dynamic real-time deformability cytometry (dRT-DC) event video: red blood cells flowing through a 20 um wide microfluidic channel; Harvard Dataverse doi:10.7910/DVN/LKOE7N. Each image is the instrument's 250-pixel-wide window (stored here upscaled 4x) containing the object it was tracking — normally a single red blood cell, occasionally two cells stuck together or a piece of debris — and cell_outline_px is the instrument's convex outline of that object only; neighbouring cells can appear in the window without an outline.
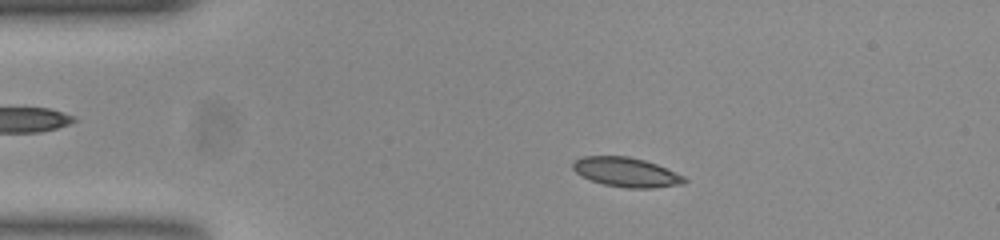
{"species": "common noctule bat (a hibernating species)", "species_latin": "Nyctalus noctula", "temperature_condition": "room temperature", "stored_images_in_passage": 53, "camera_frame_rate_fps": 3000, "um_per_image_px": 0.085, "animal": {"sex": "female", "body_mass_g": 23.0, "forearm_length_mm": 53.4}, "frame": {"image": 1, "passage_image": 10, "time_ms": 3.0, "image_size_px": [1000, 240], "cell_outline_px": [[688, 180], [684, 184], [652, 188], [628, 188], [604, 184], [592, 180], [576, 172], [572, 168], [572, 160], [580, 156], [628, 156], [644, 160], [656, 164], [676, 172], [684, 176]], "centroid_in_image_um": [53.24, 14.63], "position_along_channel_um": 31.8, "area_um2": 19.13}}
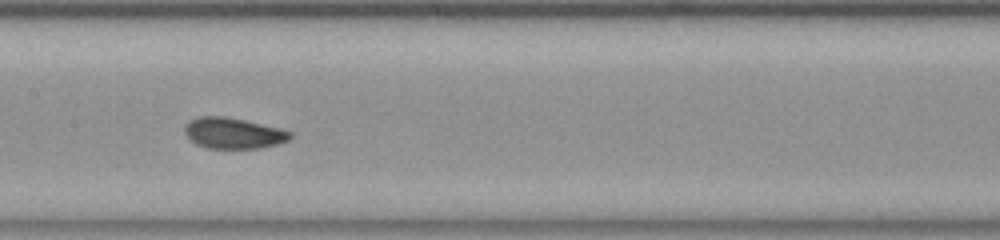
{"frame": {"image": 2, "passage_image": 26, "time_ms": 8.333, "image_size_px": [1000, 240], "cell_outline_px": [[292, 136], [288, 140], [276, 144], [260, 148], [208, 148], [196, 144], [184, 132], [184, 128], [188, 120], [196, 116], [224, 116], [244, 120], [280, 128], [292, 132]], "centroid_in_image_um": [19.81, 11.31], "position_along_channel_um": 187.6, "area_um2": 18.96}}
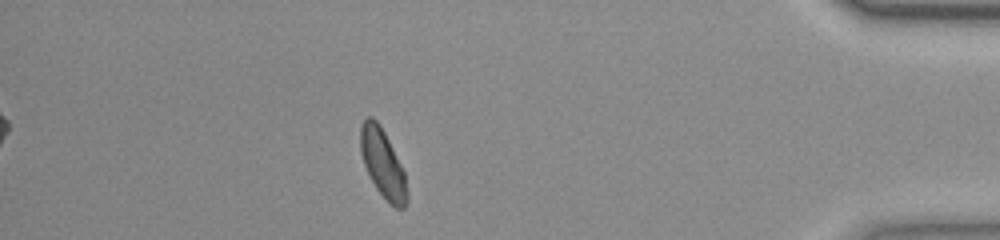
{"frame": {"image": 3, "passage_image": 47, "time_ms": 15.333, "image_size_px": [1000, 240], "cell_outline_px": [[408, 200], [404, 208], [396, 208], [376, 188], [364, 164], [360, 152], [360, 124], [368, 116], [372, 116], [380, 124], [404, 172], [408, 196]], "centroid_in_image_um": [32.52, 13.86], "position_along_channel_um": 402.7, "area_um2": 18.15}}